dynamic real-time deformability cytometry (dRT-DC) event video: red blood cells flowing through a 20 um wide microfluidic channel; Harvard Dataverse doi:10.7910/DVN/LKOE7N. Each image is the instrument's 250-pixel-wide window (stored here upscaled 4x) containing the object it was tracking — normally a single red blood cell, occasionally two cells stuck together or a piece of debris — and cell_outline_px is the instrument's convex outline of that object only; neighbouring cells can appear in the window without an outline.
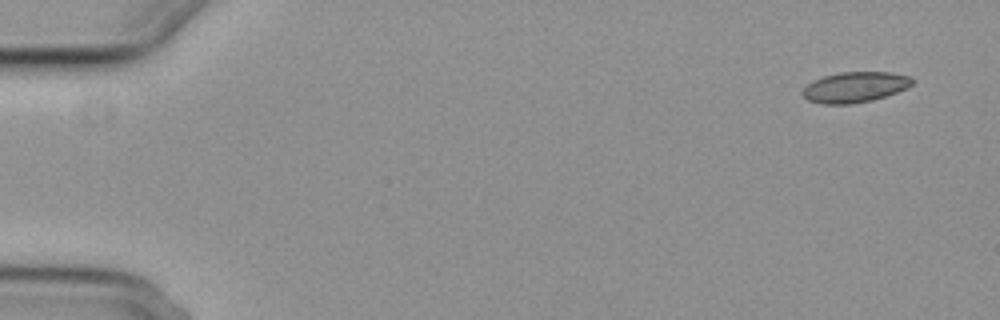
{"species": "common noctule bat (a hibernating species)", "species_latin": "Nyctalus noctula", "temperature_condition": "cold", "stored_images_in_passage": 6, "camera_frame_rate_fps": 3000, "um_per_image_px": 0.085, "animal": {"sex": "female", "body_mass_g": 29.2, "forearm_length_mm": 56.3}, "frame": {"image": 1, "passage_image": 1, "time_ms": 0.0, "image_size_px": [1000, 320], "cell_outline_px": [[912, 84], [896, 92], [872, 100], [852, 104], [820, 104], [808, 100], [800, 92], [812, 80], [824, 76], [840, 72], [892, 72], [912, 76]], "centroid_in_image_um": [72.64, 7.4], "position_along_channel_um": 12.4, "area_um2": 19.48}}
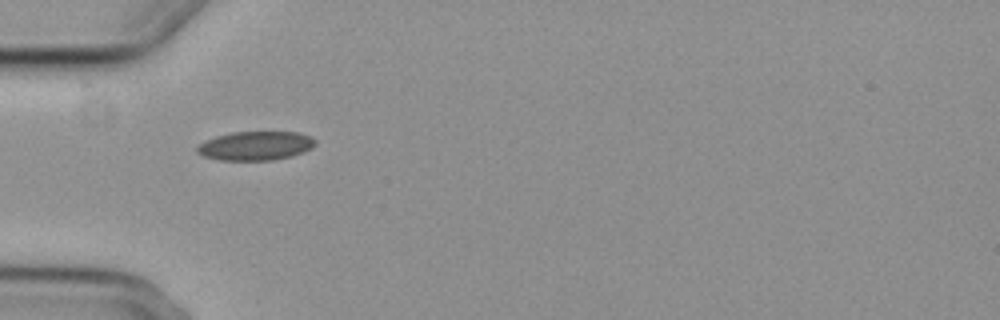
{"frame": {"image": 2, "passage_image": 5, "time_ms": 5.0, "image_size_px": [1000, 320], "cell_outline_px": [[316, 144], [312, 148], [304, 152], [292, 156], [272, 160], [220, 160], [204, 156], [196, 152], [196, 148], [200, 144], [216, 136], [232, 132], [300, 132], [312, 136], [316, 140]], "centroid_in_image_um": [21.78, 12.39], "position_along_channel_um": 63.2, "area_um2": 20.0}}
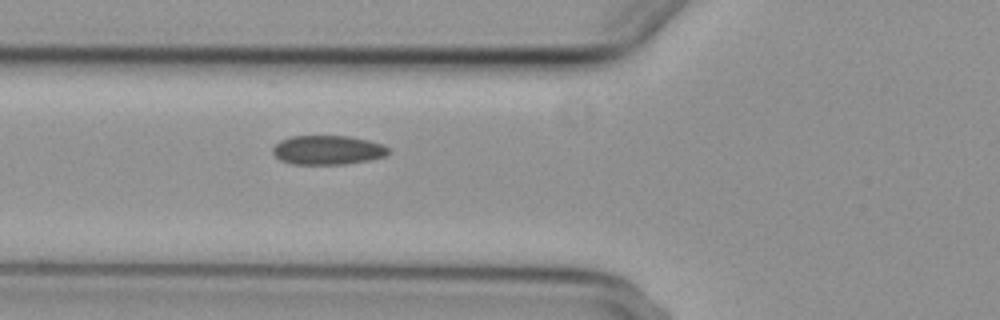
{"frame": {"image": 3, "passage_image": 6, "time_ms": 6.0, "image_size_px": [1000, 320], "cell_outline_px": [[388, 152], [384, 156], [368, 160], [344, 164], [292, 164], [280, 160], [272, 152], [272, 148], [280, 140], [292, 136], [348, 136], [368, 140], [380, 144], [388, 148]], "centroid_in_image_um": [27.8, 12.75], "position_along_channel_um": 98.0, "area_um2": 19.48}}